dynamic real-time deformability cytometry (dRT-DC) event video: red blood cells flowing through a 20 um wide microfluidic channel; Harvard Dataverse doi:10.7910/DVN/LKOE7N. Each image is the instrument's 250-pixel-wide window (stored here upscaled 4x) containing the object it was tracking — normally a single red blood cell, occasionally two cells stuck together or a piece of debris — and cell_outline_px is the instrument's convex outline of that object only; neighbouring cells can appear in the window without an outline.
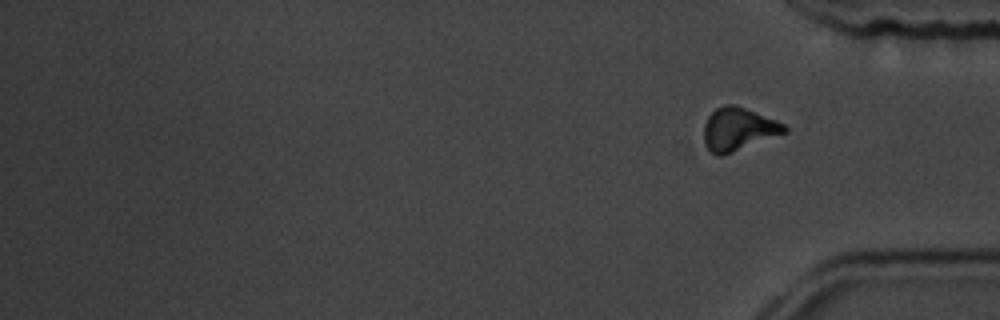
{"species": "common noctule bat (a hibernating species)", "species_latin": "Nyctalus noctula", "temperature_condition": "room temperature", "stored_images_in_passage": 17, "segment_of_instrument_passage": [2, 2], "camera_frame_rate_fps": 3000, "um_per_image_px": 0.085, "animal": {"sex": "male", "body_mass_g": 19.5, "forearm_length_mm": 54.6}, "frame": {"image": 1, "passage_image": 17, "time_ms": 19.0, "image_size_px": [1000, 320], "cell_outline_px": [[788, 132], [720, 156], [716, 156], [704, 144], [704, 124], [708, 116], [716, 108], [724, 104], [736, 104], [776, 120], [784, 124], [788, 128]], "centroid_in_image_um": [62.75, 10.96], "position_along_channel_um": 372.4, "area_um2": 20.11}}